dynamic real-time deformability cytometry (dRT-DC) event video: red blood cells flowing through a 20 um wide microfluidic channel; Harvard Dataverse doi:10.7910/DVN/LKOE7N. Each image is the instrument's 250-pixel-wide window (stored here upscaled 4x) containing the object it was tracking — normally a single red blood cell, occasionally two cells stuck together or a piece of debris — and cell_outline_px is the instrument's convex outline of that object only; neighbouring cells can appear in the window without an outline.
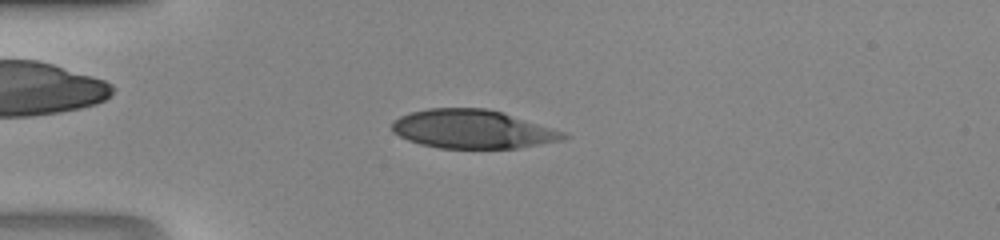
{"species": "human", "species_latin": "Homo sapiens", "temperature_condition": "room temperature", "stored_images_in_passage": 31, "camera_frame_rate_fps": 3000, "um_per_image_px": 0.085, "donor": {"sex": "male"}, "frame": {"image": 1, "passage_image": 4, "time_ms": 1.0, "image_size_px": [1000, 240], "cell_outline_px": [[572, 136], [564, 140], [516, 148], [440, 148], [420, 144], [408, 140], [392, 132], [392, 120], [400, 116], [412, 112], [428, 108], [484, 108], [500, 112], [552, 128], [564, 132]], "centroid_in_image_um": [40.15, 10.98], "position_along_channel_um": 44.9, "area_um2": 38.38}}
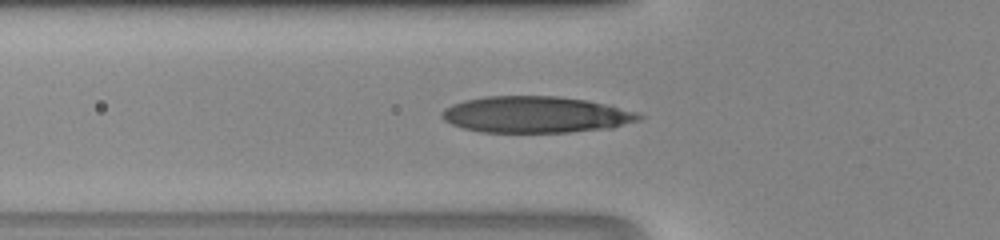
{"frame": {"image": 2, "passage_image": 8, "time_ms": 2.333, "image_size_px": [1000, 240], "cell_outline_px": [[644, 116], [640, 120], [612, 128], [568, 132], [480, 132], [464, 128], [452, 124], [444, 120], [440, 116], [440, 112], [444, 108], [452, 104], [464, 100], [484, 96], [556, 96], [584, 100], [604, 104], [636, 112]], "centroid_in_image_um": [45.5, 9.74], "position_along_channel_um": 80.3, "area_um2": 41.79}}
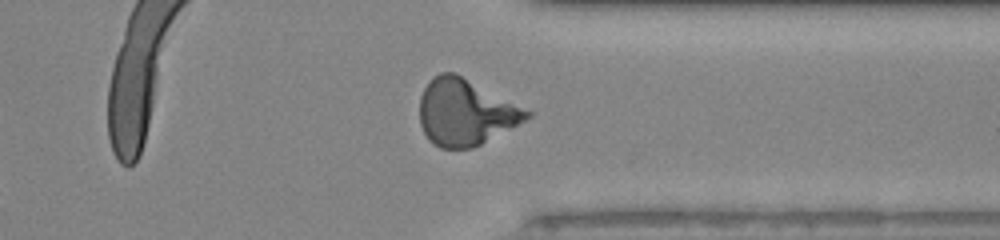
{"frame": {"image": 3, "passage_image": 27, "time_ms": 8.667, "image_size_px": [1000, 240], "cell_outline_px": [[532, 116], [480, 144], [472, 148], [440, 148], [432, 144], [428, 140], [420, 124], [420, 96], [424, 88], [432, 76], [440, 72], [456, 72], [532, 112]], "centroid_in_image_um": [39.51, 9.52], "position_along_channel_um": 371.9, "area_um2": 41.15}}